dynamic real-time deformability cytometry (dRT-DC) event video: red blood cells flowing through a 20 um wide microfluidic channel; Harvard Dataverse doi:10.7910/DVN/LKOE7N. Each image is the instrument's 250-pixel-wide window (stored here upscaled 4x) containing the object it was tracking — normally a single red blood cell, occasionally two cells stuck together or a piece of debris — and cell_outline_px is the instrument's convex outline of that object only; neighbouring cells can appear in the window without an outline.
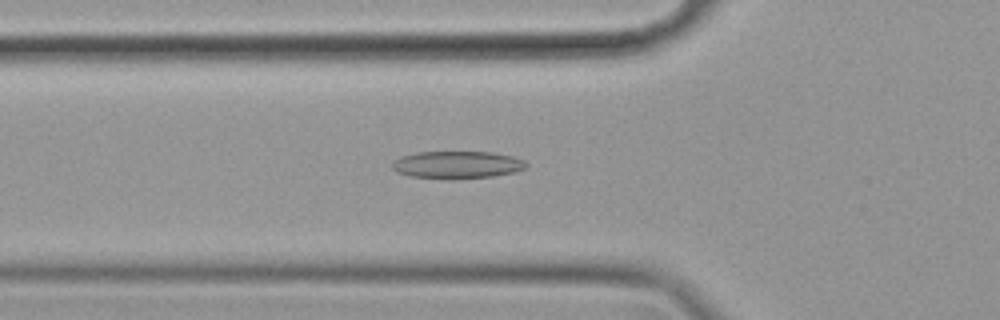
{"species": "common noctule bat (a hibernating species)", "species_latin": "Nyctalus noctula", "temperature_condition": "cold", "stored_images_in_passage": 56, "camera_frame_rate_fps": 3000, "um_per_image_px": 0.085, "animal": {"sex": "female", "body_mass_g": 19.9}, "frame": {"image": 1, "passage_image": 19, "time_ms": 6.0, "image_size_px": [1000, 320], "cell_outline_px": [[528, 164], [524, 168], [516, 172], [492, 176], [448, 180], [412, 176], [396, 172], [392, 168], [392, 164], [400, 156], [416, 152], [492, 152], [512, 156], [524, 160]], "centroid_in_image_um": [38.85, 14.01], "position_along_channel_um": 86.9, "area_um2": 21.56}}
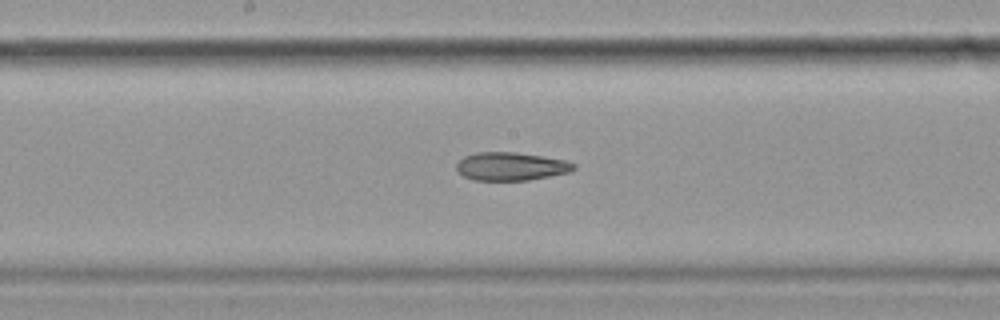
{"frame": {"image": 2, "passage_image": 29, "time_ms": 9.333, "image_size_px": [1000, 320], "cell_outline_px": [[576, 168], [572, 172], [528, 180], [472, 180], [464, 176], [456, 168], [456, 164], [464, 156], [476, 152], [516, 152], [544, 156], [568, 160], [576, 164]], "centroid_in_image_um": [43.48, 14.13], "position_along_channel_um": 204.7, "area_um2": 19.48}}
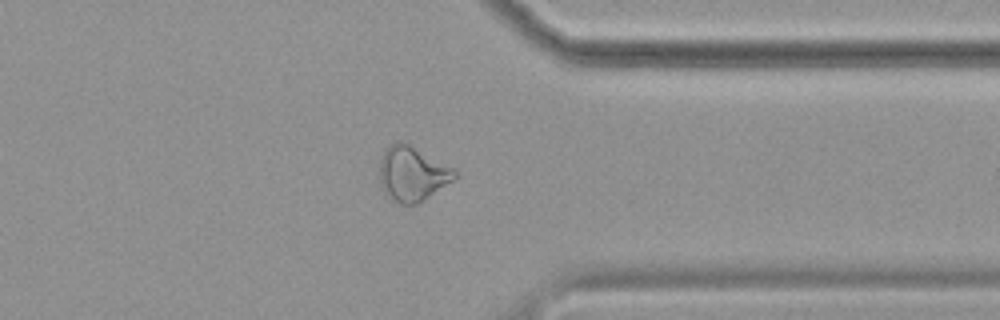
{"frame": {"image": 3, "passage_image": 44, "time_ms": 14.333, "image_size_px": [1000, 320], "cell_outline_px": [[456, 176], [452, 180], [416, 204], [400, 204], [392, 200], [384, 192], [380, 184], [380, 160], [384, 148], [396, 140], [404, 140], [452, 168], [456, 172]], "centroid_in_image_um": [34.97, 14.72], "position_along_channel_um": 376.4, "area_um2": 23.76}, "authors_computed_cell_mechanics": {"area_um2": 22.2819, "velocity_mm_per_s": 3.5228, "shape_relaxation_time_tau1_ms": null, "shape_relaxation_time_tau2_ms": 5.539, "deformation_change_tau1": null, "deformation_change_tau2": 0.1522}}